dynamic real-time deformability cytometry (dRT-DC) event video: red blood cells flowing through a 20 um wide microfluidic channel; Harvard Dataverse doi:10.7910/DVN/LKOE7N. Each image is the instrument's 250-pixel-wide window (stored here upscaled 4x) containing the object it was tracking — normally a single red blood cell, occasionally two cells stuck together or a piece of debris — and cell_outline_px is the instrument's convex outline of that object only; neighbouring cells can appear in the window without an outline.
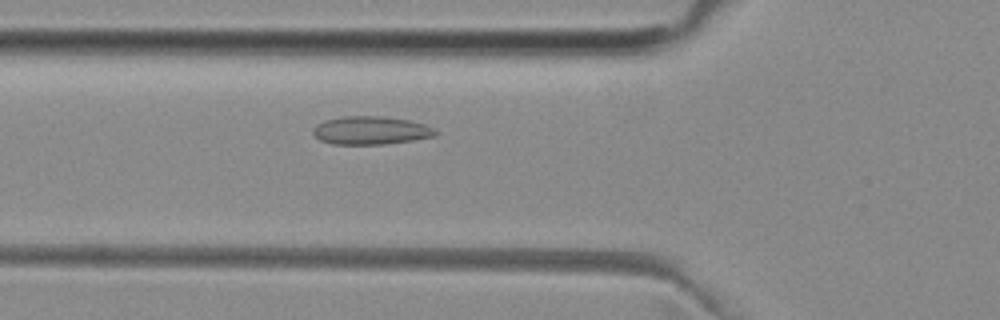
{"species": "common noctule bat (a hibernating species)", "species_latin": "Nyctalus noctula", "temperature_condition": "room temperature", "stored_images_in_passage": 22, "camera_frame_rate_fps": 3000, "um_per_image_px": 0.085, "animal": {"sex": "female", "body_mass_g": 29.2, "forearm_length_mm": 56.3}, "frame": {"image": 1, "passage_image": 6, "time_ms": 1.667, "image_size_px": [1000, 320], "cell_outline_px": [[440, 132], [436, 136], [412, 140], [384, 144], [332, 144], [320, 140], [312, 132], [312, 128], [316, 124], [324, 120], [344, 116], [380, 116], [408, 120], [424, 124]], "centroid_in_image_um": [31.5, 11.08], "position_along_channel_um": 94.3, "area_um2": 20.11}}
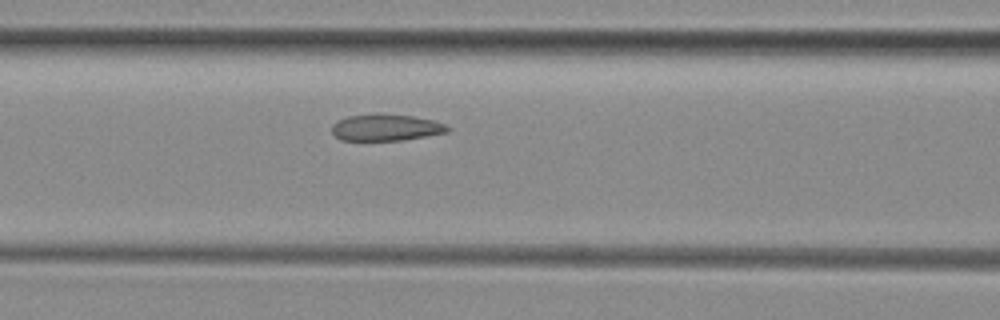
{"frame": {"image": 2, "passage_image": 9, "time_ms": 2.667, "image_size_px": [1000, 320], "cell_outline_px": [[452, 128], [448, 132], [428, 136], [404, 140], [340, 140], [332, 132], [332, 124], [348, 116], [380, 112], [412, 116], [432, 120], [448, 124]], "centroid_in_image_um": [32.85, 10.82], "position_along_channel_um": 133.7, "area_um2": 18.26}}
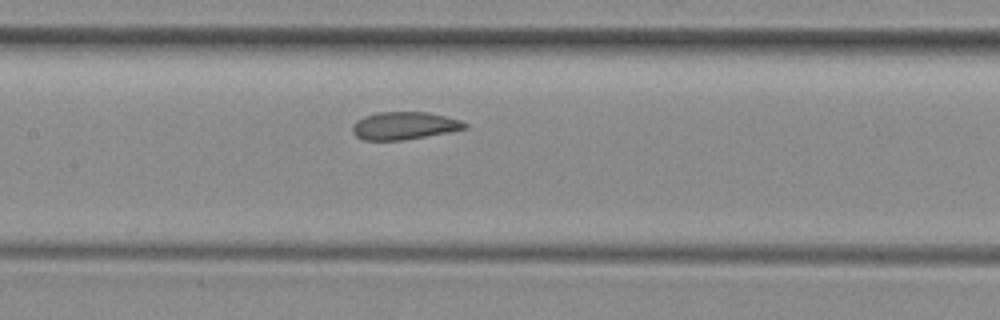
{"frame": {"image": 3, "passage_image": 12, "time_ms": 3.667, "image_size_px": [1000, 320], "cell_outline_px": [[468, 128], [448, 132], [404, 140], [364, 140], [356, 136], [352, 132], [352, 124], [356, 120], [364, 116], [376, 112], [428, 112], [460, 120], [468, 124]], "centroid_in_image_um": [34.33, 10.68], "position_along_channel_um": 173.1, "area_um2": 18.15}}